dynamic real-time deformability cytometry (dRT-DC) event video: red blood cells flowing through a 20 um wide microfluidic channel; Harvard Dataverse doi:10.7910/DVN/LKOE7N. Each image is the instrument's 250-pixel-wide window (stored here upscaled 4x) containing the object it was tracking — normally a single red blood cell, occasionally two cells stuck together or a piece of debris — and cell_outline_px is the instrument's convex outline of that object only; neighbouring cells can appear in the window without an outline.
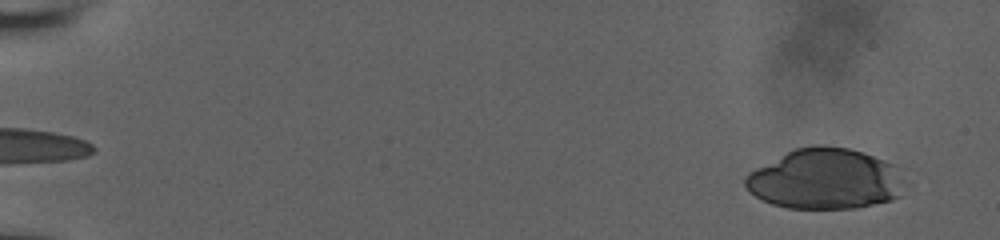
{"species": "human", "species_latin": "Homo sapiens", "temperature_condition": "room temperature", "stored_images_in_passage": 23, "camera_frame_rate_fps": 3000, "um_per_image_px": 0.085, "donor": {"sex": "male"}, "frame": {"image": 1, "passage_image": 3, "time_ms": 0.667, "image_size_px": [1000, 240], "cell_outline_px": [[900, 196], [892, 200], [856, 208], [788, 208], [772, 204], [756, 196], [744, 184], [744, 180], [748, 172], [796, 148], [812, 144], [824, 144], [848, 148], [864, 152], [884, 160], [892, 164], [900, 192]], "centroid_in_image_um": [70.06, 15.2], "position_along_channel_um": 14.9, "area_um2": 55.31}}
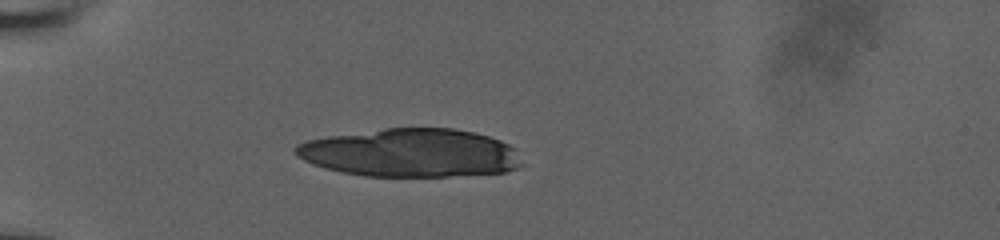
{"frame": {"image": 2, "passage_image": 17, "time_ms": 5.333, "image_size_px": [1000, 240], "cell_outline_px": [[524, 164], [516, 168], [504, 172], [448, 176], [364, 176], [324, 168], [312, 164], [304, 160], [292, 148], [296, 144], [308, 140], [328, 136], [384, 128], [452, 128], [472, 132], [488, 136], [500, 140], [516, 148]], "centroid_in_image_um": [34.92, 12.99], "position_along_channel_um": 50.1, "area_um2": 63.7}}